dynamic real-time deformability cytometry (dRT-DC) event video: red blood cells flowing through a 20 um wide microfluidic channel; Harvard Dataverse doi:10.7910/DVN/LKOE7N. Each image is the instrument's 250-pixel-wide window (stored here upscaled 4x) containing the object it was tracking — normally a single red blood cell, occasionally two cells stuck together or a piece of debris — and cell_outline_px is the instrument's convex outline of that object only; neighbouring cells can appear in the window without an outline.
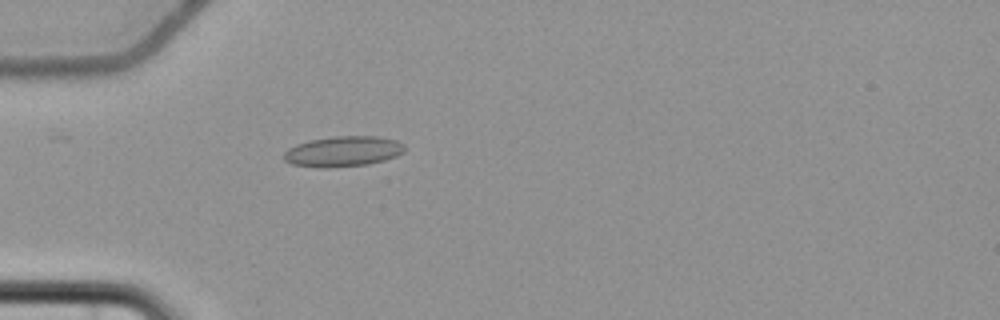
{"species": "common noctule bat (a hibernating species)", "species_latin": "Nyctalus noctula", "temperature_condition": "cold", "stored_images_in_passage": 5, "camera_frame_rate_fps": 3000, "um_per_image_px": 0.085, "animal": {"sex": "female", "body_mass_g": 22.7, "forearm_length_mm": 54.2}, "frame": {"image": 1, "passage_image": 5, "time_ms": 4.667, "image_size_px": [1000, 320], "cell_outline_px": [[404, 152], [396, 156], [384, 160], [368, 164], [328, 168], [320, 168], [292, 164], [284, 160], [284, 152], [288, 148], [296, 144], [308, 140], [336, 136], [376, 136], [396, 140], [404, 144]], "centroid_in_image_um": [29.15, 12.87], "position_along_channel_um": 55.9, "area_um2": 21.5}}